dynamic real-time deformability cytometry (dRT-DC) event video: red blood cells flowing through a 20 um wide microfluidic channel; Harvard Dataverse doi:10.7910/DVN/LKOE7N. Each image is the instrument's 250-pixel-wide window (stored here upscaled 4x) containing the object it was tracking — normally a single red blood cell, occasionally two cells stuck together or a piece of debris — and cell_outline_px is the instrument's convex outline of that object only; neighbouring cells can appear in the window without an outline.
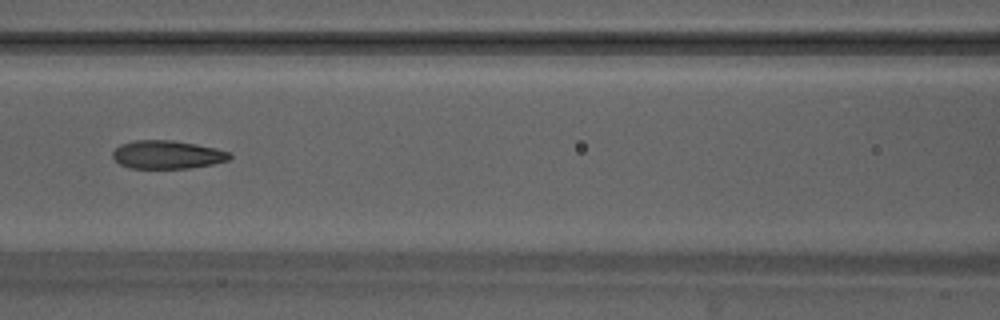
{"species": "Egyptian fruit bat (a non-hibernating species)", "species_latin": "Rousettus aegyptiacus", "temperature_condition": "warm", "stored_images_in_passage": 13, "camera_frame_rate_fps": 3000, "um_per_image_px": 0.085, "animal": {"sex": "male"}, "frame": {"image": 1, "passage_image": 11, "time_ms": 3.333, "image_size_px": [1000, 320], "cell_outline_px": [[232, 156], [228, 160], [212, 164], [188, 168], [132, 168], [120, 164], [112, 156], [112, 152], [120, 144], [136, 140], [172, 140], [196, 144], [216, 148], [232, 152]], "centroid_in_image_um": [14.24, 13.14], "position_along_channel_um": 152.4, "area_um2": 19.25}}